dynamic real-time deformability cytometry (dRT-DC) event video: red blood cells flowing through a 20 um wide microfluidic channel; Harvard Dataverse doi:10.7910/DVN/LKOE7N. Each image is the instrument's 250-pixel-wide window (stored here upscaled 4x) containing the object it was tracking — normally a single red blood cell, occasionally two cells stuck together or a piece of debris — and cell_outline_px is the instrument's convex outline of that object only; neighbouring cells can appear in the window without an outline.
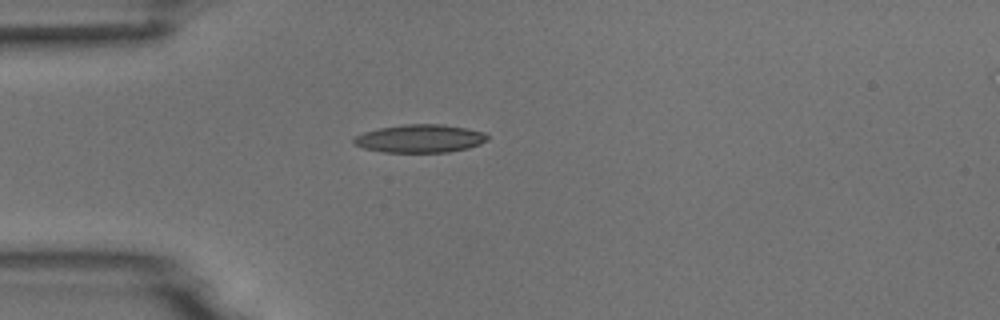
{"species": "common noctule bat (a hibernating species)", "species_latin": "Nyctalus noctula", "temperature_condition": "room temperature", "stored_images_in_passage": 19, "camera_frame_rate_fps": 3000, "um_per_image_px": 0.085, "animal": {"sex": "male", "body_mass_g": 18.8}, "frame": {"image": 1, "passage_image": 1, "time_ms": 0.0, "image_size_px": [1000, 320], "cell_outline_px": [[488, 140], [480, 144], [468, 148], [448, 152], [384, 152], [364, 148], [356, 144], [352, 140], [356, 136], [364, 132], [380, 128], [404, 124], [444, 124], [484, 132], [488, 136]], "centroid_in_image_um": [35.72, 11.77], "position_along_channel_um": 49.3, "area_um2": 21.73}}